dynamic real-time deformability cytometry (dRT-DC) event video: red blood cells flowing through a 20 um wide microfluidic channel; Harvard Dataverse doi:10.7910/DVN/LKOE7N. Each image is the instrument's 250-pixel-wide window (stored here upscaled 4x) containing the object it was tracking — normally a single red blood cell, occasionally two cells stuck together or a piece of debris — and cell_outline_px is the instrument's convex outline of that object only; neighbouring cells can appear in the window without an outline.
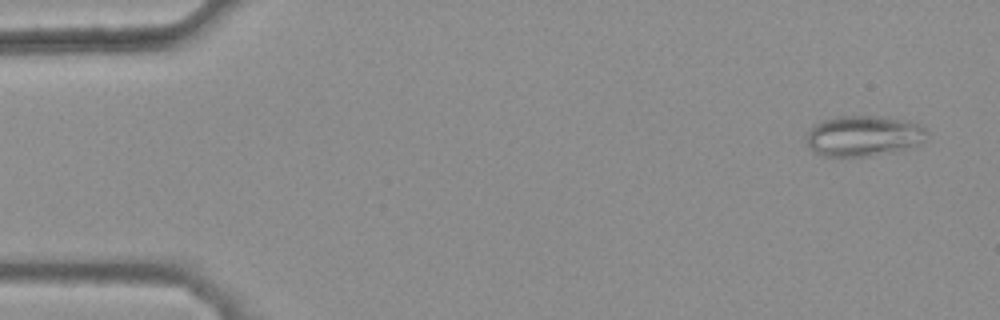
{"species": "common noctule bat (a hibernating species)", "species_latin": "Nyctalus noctula", "temperature_condition": "warm", "stored_images_in_passage": 46, "camera_frame_rate_fps": 3000, "um_per_image_px": 0.085, "animal": {"sex": "female", "body_mass_g": 25.1}, "frame": {"image": 1, "passage_image": 3, "time_ms": 0.667, "image_size_px": [1000, 320], "cell_outline_px": [[928, 132], [924, 140], [920, 144], [912, 148], [872, 156], [824, 156], [816, 152], [808, 144], [804, 136], [820, 120], [836, 116], [876, 116], [900, 120], [916, 124], [924, 128]], "centroid_in_image_um": [73.39, 11.56], "position_along_channel_um": 11.6, "area_um2": 28.44}}
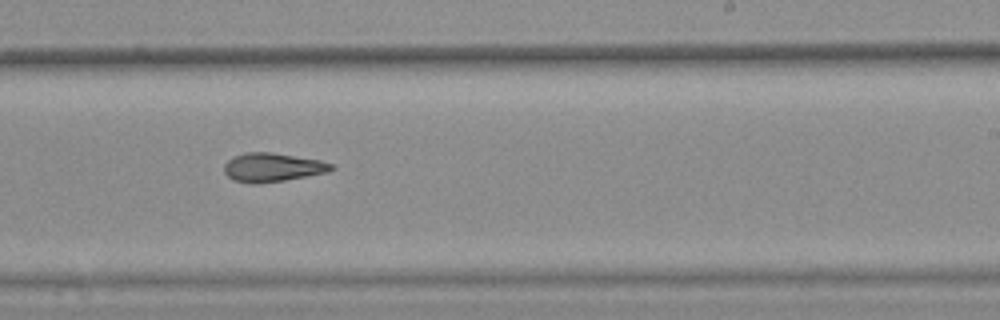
{"frame": {"image": 2, "passage_image": 32, "time_ms": 10.333, "image_size_px": [1000, 320], "cell_outline_px": [[336, 168], [328, 172], [284, 180], [256, 184], [232, 180], [224, 172], [224, 164], [232, 156], [244, 152], [272, 152], [320, 160], [332, 164]], "centroid_in_image_um": [23.14, 14.21], "position_along_channel_um": 265.9, "area_um2": 18.03}}
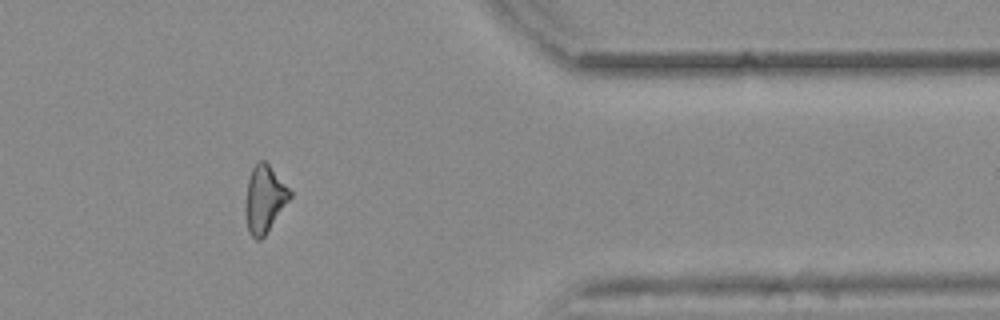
{"frame": {"image": 3, "passage_image": 43, "time_ms": 14.0, "image_size_px": [1000, 320], "cell_outline_px": [[292, 196], [264, 236], [260, 240], [256, 240], [248, 232], [244, 212], [244, 204], [248, 180], [252, 168], [256, 160], [264, 160], [268, 164], [292, 192]], "centroid_in_image_um": [22.44, 16.92], "position_along_channel_um": 389.0, "area_um2": 17.46}, "authors_computed_cell_mechanics": {"area_um2": 18.3515, "velocity_mm_per_s": 3.8957, "shape_relaxation_time_tau1_ms": null, "shape_relaxation_time_tau2_ms": 9.1858, "deformation_change_tau1": null, "deformation_change_tau2": 0.2213}}